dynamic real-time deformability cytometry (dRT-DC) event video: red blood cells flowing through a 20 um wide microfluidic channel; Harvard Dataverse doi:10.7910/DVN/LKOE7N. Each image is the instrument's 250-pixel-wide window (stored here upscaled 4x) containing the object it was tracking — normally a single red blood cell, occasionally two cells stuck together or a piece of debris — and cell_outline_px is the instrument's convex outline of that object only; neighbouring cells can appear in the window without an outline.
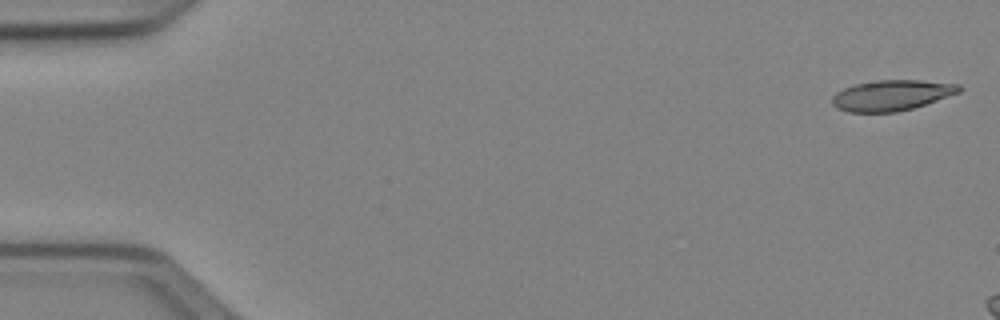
{"species": "Egyptian fruit bat (a non-hibernating species)", "species_latin": "Rousettus aegyptiacus", "temperature_condition": "cold", "stored_images_in_passage": 4, "camera_frame_rate_fps": 3000, "um_per_image_px": 0.085, "animal": {"sex": "female"}, "frame": {"image": 1, "passage_image": 1, "time_ms": 0.0, "image_size_px": [1000, 320], "cell_outline_px": [[964, 88], [960, 92], [912, 108], [896, 112], [848, 112], [836, 108], [832, 104], [832, 96], [836, 92], [844, 88], [856, 84], [876, 80], [920, 80], [960, 84]], "centroid_in_image_um": [75.78, 8.09], "position_along_channel_um": 9.2, "area_um2": 22.6}}